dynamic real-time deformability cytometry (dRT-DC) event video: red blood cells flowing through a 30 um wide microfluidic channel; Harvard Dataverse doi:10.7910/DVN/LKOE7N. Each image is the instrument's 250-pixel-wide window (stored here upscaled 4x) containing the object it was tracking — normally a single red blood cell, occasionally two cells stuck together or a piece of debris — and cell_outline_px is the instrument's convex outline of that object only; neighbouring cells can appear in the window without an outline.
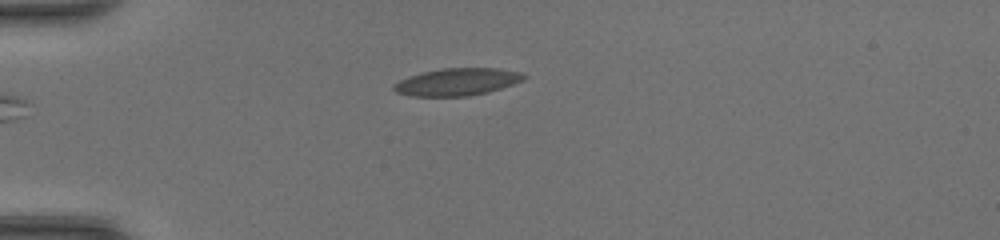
{"species": "common noctule bat (a hibernating species)", "species_latin": "Nyctalus noctula", "temperature_condition": "room temperature", "stored_images_in_passage": 32, "camera_frame_rate_fps": 3000, "um_per_image_px": 0.085, "animal": {"sex": "female", "body_mass_g": 20.0, "forearm_length_mm": 54.0}, "frame": {"image": 1, "passage_image": 1, "time_ms": 0.0, "image_size_px": [1000, 240], "cell_outline_px": [[528, 76], [524, 80], [488, 92], [468, 96], [408, 96], [396, 92], [392, 88], [392, 84], [408, 76], [424, 72], [444, 68], [496, 68], [520, 72]], "centroid_in_image_um": [38.84, 6.96], "position_along_channel_um": 46.2, "area_um2": 20.69}}
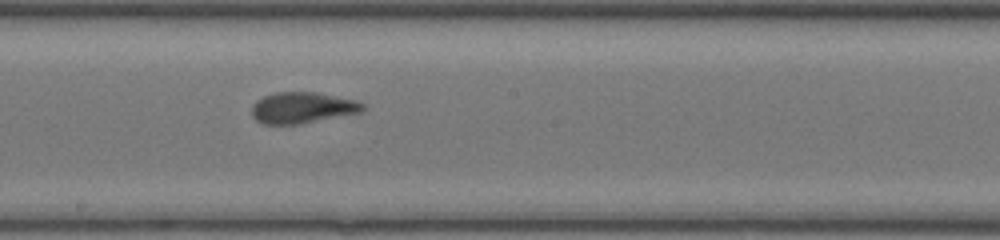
{"frame": {"image": 2, "passage_image": 15, "time_ms": 4.667, "image_size_px": [1000, 240], "cell_outline_px": [[364, 112], [300, 124], [260, 124], [252, 116], [252, 104], [256, 100], [264, 96], [276, 92], [316, 92], [356, 100], [364, 104]], "centroid_in_image_um": [25.7, 9.16], "position_along_channel_um": 222.5, "area_um2": 20.35}}
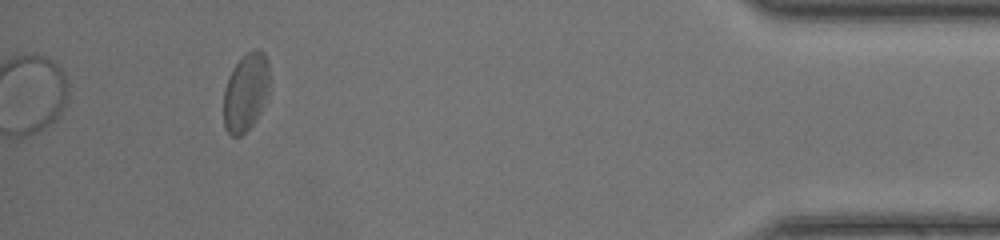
{"frame": {"image": 3, "passage_image": 32, "time_ms": 10.333, "image_size_px": [1000, 240], "cell_outline_px": [[268, 92], [260, 112], [256, 120], [240, 136], [232, 136], [224, 128], [224, 88], [228, 76], [232, 68], [252, 48], [260, 48], [264, 52], [268, 60]], "centroid_in_image_um": [20.88, 7.81], "position_along_channel_um": 414.3, "area_um2": 20.87}, "authors_computed_cell_mechanics": {"area_um2": 20.519, "velocity_mm_per_s": 4.3833, "shape_relaxation_time_tau1_ms": 4.7333, "shape_relaxation_time_tau2_ms": 1.0027, "deformation_change_tau1": 0.135, "deformation_change_tau2": 0.069}}